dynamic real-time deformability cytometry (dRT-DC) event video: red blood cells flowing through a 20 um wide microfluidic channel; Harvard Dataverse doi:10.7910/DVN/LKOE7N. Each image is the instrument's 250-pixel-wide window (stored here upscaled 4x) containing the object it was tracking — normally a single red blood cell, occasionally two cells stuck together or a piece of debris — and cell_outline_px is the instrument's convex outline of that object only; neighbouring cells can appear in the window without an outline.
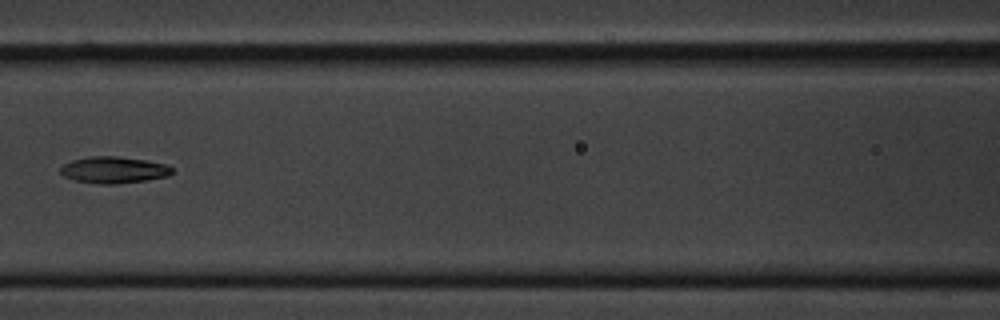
{"species": "common noctule bat (a hibernating species)", "species_latin": "Nyctalus noctula", "temperature_condition": "cold", "stored_images_in_passage": 7, "camera_frame_rate_fps": 3000, "um_per_image_px": 0.085, "animal": {"sex": "male", "body_mass_g": 20.1, "forearm_length_mm": 53.5}, "frame": {"image": 1, "passage_image": 7, "time_ms": 7.333, "image_size_px": [1000, 320], "cell_outline_px": [[172, 172], [168, 176], [144, 180], [116, 184], [100, 184], [72, 180], [64, 176], [60, 172], [60, 168], [64, 164], [72, 160], [92, 156], [116, 156], [144, 160], [168, 164], [172, 168]], "centroid_in_image_um": [9.65, 14.44], "position_along_channel_um": 157.0, "area_um2": 17.22}}